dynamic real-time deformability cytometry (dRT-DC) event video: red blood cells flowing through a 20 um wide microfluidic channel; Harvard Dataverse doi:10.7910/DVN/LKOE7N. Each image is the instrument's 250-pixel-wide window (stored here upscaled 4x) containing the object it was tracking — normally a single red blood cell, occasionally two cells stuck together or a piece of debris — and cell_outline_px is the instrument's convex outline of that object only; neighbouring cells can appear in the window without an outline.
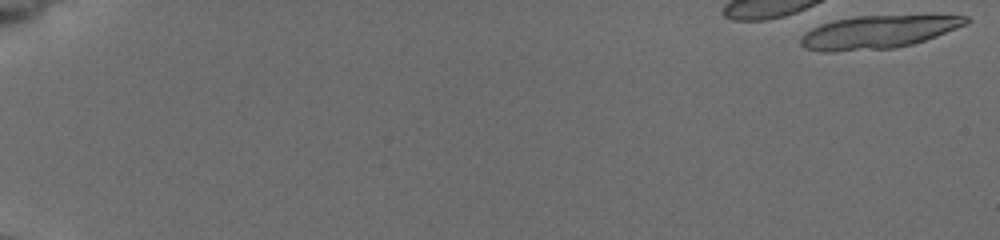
{"species": "common noctule bat (a hibernating species)", "species_latin": "Nyctalus noctula", "temperature_condition": "cold", "stored_images_in_passage": 23, "camera_frame_rate_fps": 3000, "um_per_image_px": 0.085, "animal": {"sex": "female", "body_mass_g": 19.5, "forearm_length_mm": 54.1}, "frame": {"image": 1, "passage_image": 1, "time_ms": 0.0, "image_size_px": [1000, 240], "cell_outline_px": [[972, 20], [968, 24], [936, 36], [912, 44], [896, 48], [832, 52], [820, 52], [804, 48], [800, 44], [800, 36], [804, 32], [820, 24], [836, 20], [856, 16], [968, 16]], "centroid_in_image_um": [74.58, 2.74], "position_along_channel_um": 10.4, "area_um2": 31.73}}